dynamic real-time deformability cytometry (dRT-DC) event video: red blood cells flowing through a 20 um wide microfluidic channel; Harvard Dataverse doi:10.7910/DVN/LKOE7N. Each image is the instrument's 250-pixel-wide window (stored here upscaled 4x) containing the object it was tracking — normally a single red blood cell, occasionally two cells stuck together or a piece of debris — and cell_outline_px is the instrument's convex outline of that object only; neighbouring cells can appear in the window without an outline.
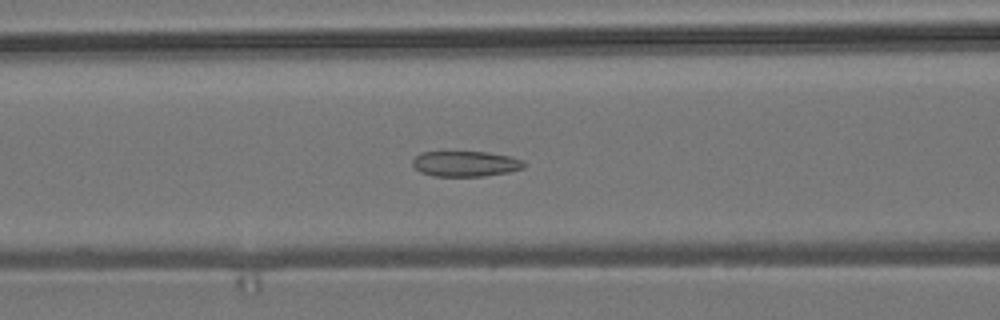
{"species": "common noctule bat (a hibernating species)", "species_latin": "Nyctalus noctula", "temperature_condition": "room temperature", "stored_images_in_passage": 27, "camera_frame_rate_fps": 3000, "um_per_image_px": 0.085, "animal": {"sex": "male", "body_mass_g": 19.2, "forearm_length_mm": 51.8}, "frame": {"image": 1, "passage_image": 19, "time_ms": 6.0, "image_size_px": [1000, 320], "cell_outline_px": [[524, 168], [508, 172], [484, 176], [432, 176], [420, 172], [412, 164], [412, 160], [420, 152], [488, 152], [512, 156], [524, 160]], "centroid_in_image_um": [39.58, 13.92], "position_along_channel_um": 127.0, "area_um2": 16.65}}
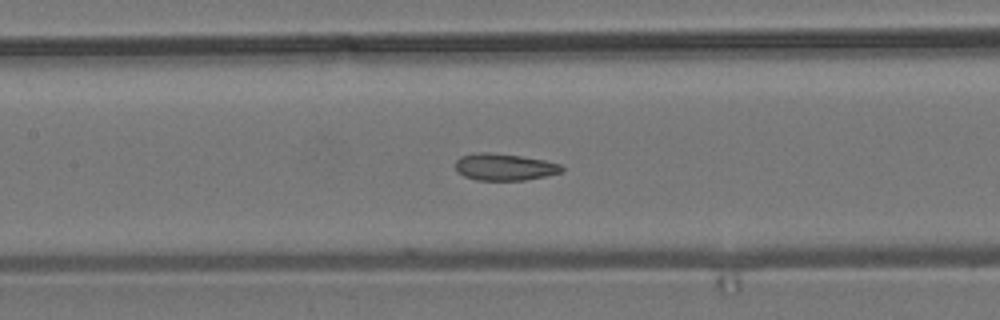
{"frame": {"image": 2, "passage_image": 22, "time_ms": 7.0, "image_size_px": [1000, 320], "cell_outline_px": [[564, 168], [560, 172], [544, 176], [524, 180], [476, 180], [464, 176], [456, 172], [456, 160], [460, 156], [476, 152], [488, 152], [520, 156], [544, 160], [560, 164]], "centroid_in_image_um": [42.82, 14.19], "position_along_channel_um": 164.6, "area_um2": 16.59}}
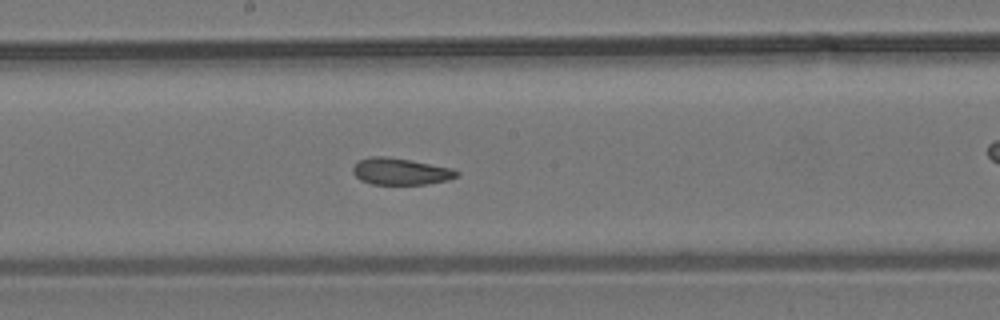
{"frame": {"image": 3, "passage_image": 26, "time_ms": 8.333, "image_size_px": [1000, 320], "cell_outline_px": [[460, 176], [448, 180], [428, 184], [372, 184], [360, 180], [352, 172], [352, 168], [360, 160], [368, 156], [388, 156], [452, 168], [460, 172]], "centroid_in_image_um": [34.06, 14.57], "position_along_channel_um": 214.1, "area_um2": 16.24}}